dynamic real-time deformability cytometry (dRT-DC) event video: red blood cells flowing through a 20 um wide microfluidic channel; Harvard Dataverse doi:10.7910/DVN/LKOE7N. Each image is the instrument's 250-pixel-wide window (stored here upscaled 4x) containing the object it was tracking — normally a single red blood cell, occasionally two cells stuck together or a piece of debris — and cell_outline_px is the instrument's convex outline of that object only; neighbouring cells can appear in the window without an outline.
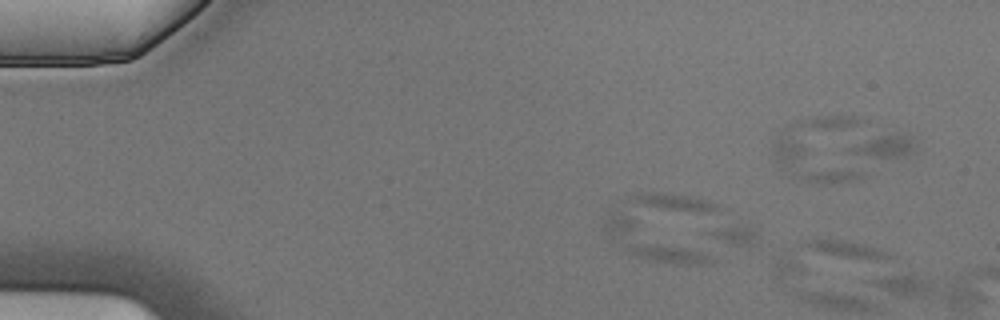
{"species": "Egyptian fruit bat (a non-hibernating species)", "species_latin": "Rousettus aegyptiacus", "temperature_condition": "cold", "stored_images_in_passage": 3, "camera_frame_rate_fps": 3000, "um_per_image_px": 0.085, "animal": {"sex": "male"}, "frame": {"image": 1, "passage_image": 3, "time_ms": 0.667, "image_size_px": [1000, 320], "cell_outline_px": [[888, 256], [784, 284], [772, 272], [772, 268], [776, 260], [788, 248], [800, 240], [844, 240], [864, 244], [880, 248]], "centroid_in_image_um": [69.85, 21.95], "position_along_channel_um": 15.2, "area_um2": 21.91}}